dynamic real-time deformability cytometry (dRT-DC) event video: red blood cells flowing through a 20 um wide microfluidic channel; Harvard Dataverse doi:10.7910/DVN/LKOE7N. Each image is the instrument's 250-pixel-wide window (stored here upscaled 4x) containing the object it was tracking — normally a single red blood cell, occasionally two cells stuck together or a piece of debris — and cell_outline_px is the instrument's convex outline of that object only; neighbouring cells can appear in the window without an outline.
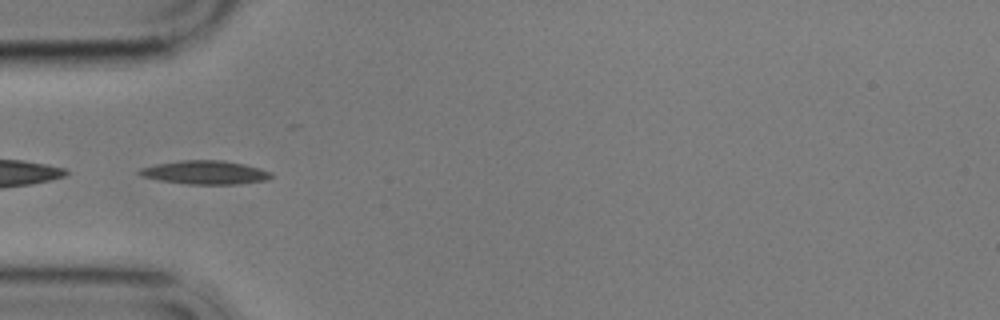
{"species": "common noctule bat (a hibernating species)", "species_latin": "Nyctalus noctula", "temperature_condition": "cold", "stored_images_in_passage": 40, "camera_frame_rate_fps": 3000, "um_per_image_px": 0.085, "animal": {"sex": "male", "body_mass_g": 17.9}, "frame": {"image": 1, "passage_image": 1, "time_ms": 0.0, "image_size_px": [1000, 320], "cell_outline_px": [[272, 176], [268, 180], [236, 184], [188, 184], [160, 180], [140, 176], [136, 172], [140, 168], [156, 164], [180, 160], [220, 160], [244, 164], [260, 168], [272, 172]], "centroid_in_image_um": [17.42, 14.65], "position_along_channel_um": 67.6, "area_um2": 18.15}}